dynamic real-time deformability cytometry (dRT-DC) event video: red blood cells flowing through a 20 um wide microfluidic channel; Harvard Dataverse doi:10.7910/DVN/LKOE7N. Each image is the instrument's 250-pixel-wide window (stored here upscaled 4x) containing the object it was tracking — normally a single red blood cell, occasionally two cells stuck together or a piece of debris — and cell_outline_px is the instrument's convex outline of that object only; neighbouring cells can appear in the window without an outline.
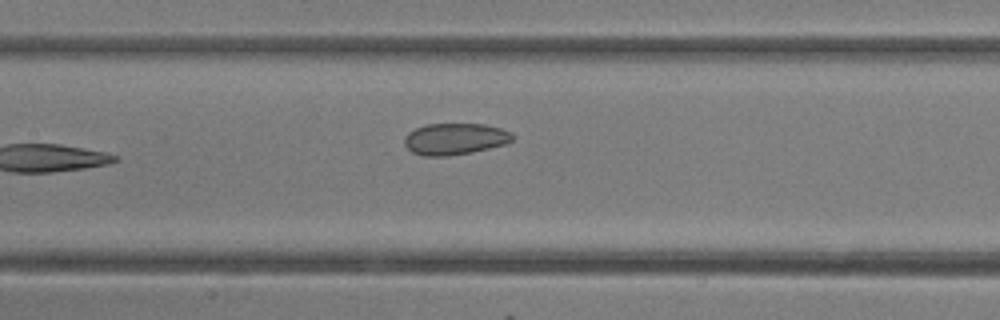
{"species": "common noctule bat (a hibernating species)", "species_latin": "Nyctalus noctula", "temperature_condition": "room temperature", "stored_images_in_passage": 10, "camera_frame_rate_fps": 3000, "um_per_image_px": 0.085, "animal": {"sex": "female"}, "frame": {"image": 1, "passage_image": 10, "time_ms": 3.0, "image_size_px": [1000, 320], "cell_outline_px": [[516, 136], [512, 140], [504, 144], [472, 152], [444, 156], [424, 156], [412, 152], [404, 144], [404, 136], [408, 132], [424, 124], [484, 124], [500, 128], [512, 132]], "centroid_in_image_um": [38.66, 11.8], "position_along_channel_um": 168.7, "area_um2": 19.88}}